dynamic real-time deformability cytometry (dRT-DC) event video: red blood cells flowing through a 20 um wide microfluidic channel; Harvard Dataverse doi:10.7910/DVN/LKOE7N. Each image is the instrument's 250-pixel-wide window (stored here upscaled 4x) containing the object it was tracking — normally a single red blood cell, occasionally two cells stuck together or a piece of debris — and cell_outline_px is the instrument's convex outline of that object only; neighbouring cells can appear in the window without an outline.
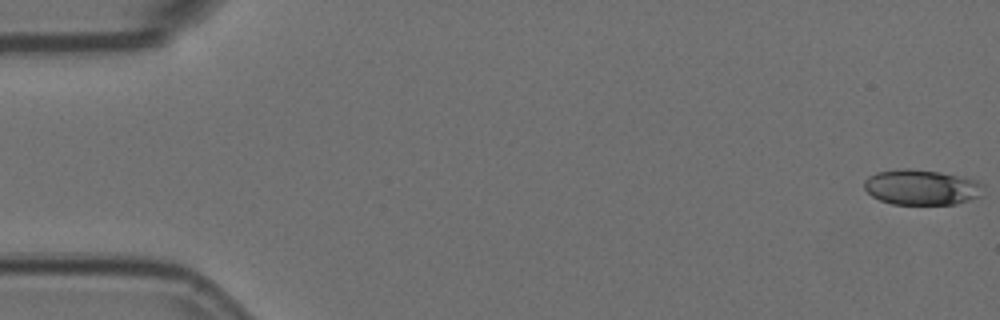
{"species": "Egyptian fruit bat (a non-hibernating species)", "species_latin": "Rousettus aegyptiacus", "temperature_condition": "room temperature", "stored_images_in_passage": 6, "camera_frame_rate_fps": 3000, "um_per_image_px": 0.085, "animal": {"sex": "female"}, "frame": {"image": 1, "passage_image": 1, "time_ms": 0.0, "image_size_px": [1000, 320], "cell_outline_px": [[984, 188], [980, 196], [956, 204], [892, 204], [880, 200], [872, 196], [864, 188], [864, 180], [868, 176], [876, 172], [904, 168], [908, 168], [940, 172], [976, 180], [984, 184]], "centroid_in_image_um": [78.32, 15.91], "position_along_channel_um": 6.7, "area_um2": 24.57}}
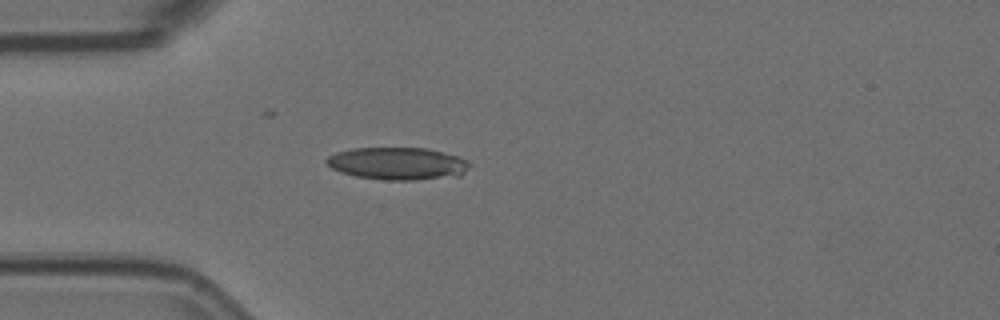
{"frame": {"image": 2, "passage_image": 5, "time_ms": 1.333, "image_size_px": [1000, 320], "cell_outline_px": [[468, 164], [464, 172], [460, 176], [412, 180], [384, 180], [356, 176], [340, 172], [332, 168], [324, 160], [328, 156], [336, 152], [352, 148], [428, 148], [444, 152], [456, 156], [464, 160]], "centroid_in_image_um": [33.74, 13.9], "position_along_channel_um": 51.3, "area_um2": 26.88}}